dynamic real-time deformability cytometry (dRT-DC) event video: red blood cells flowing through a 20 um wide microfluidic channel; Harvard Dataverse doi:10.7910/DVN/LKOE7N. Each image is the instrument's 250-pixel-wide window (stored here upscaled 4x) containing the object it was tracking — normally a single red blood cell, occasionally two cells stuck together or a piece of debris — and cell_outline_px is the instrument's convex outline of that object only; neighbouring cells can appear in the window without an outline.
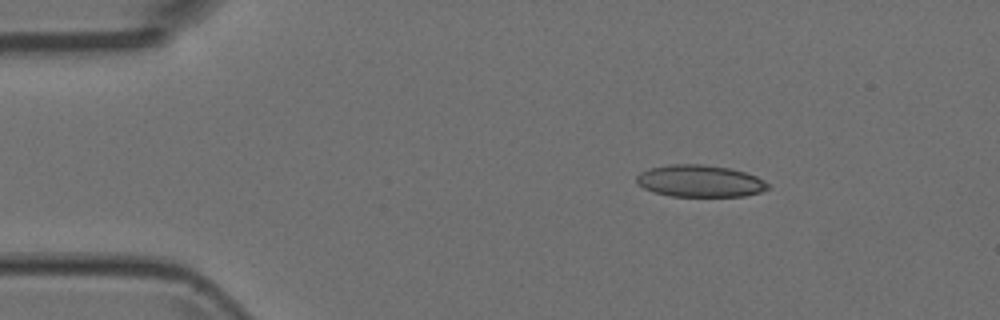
{"species": "Egyptian fruit bat (a non-hibernating species)", "species_latin": "Rousettus aegyptiacus", "temperature_condition": "room temperature", "stored_images_in_passage": 3, "camera_frame_rate_fps": 3000, "um_per_image_px": 0.085, "animal": {"sex": "female"}, "frame": {"image": 1, "passage_image": 1, "time_ms": 0.0, "image_size_px": [1000, 320], "cell_outline_px": [[768, 188], [760, 192], [744, 196], [672, 196], [656, 192], [644, 188], [636, 180], [636, 176], [640, 172], [648, 168], [672, 164], [700, 164], [728, 168], [744, 172], [756, 176], [764, 180], [768, 184]], "centroid_in_image_um": [59.49, 15.38], "position_along_channel_um": 25.5, "area_um2": 24.22}}
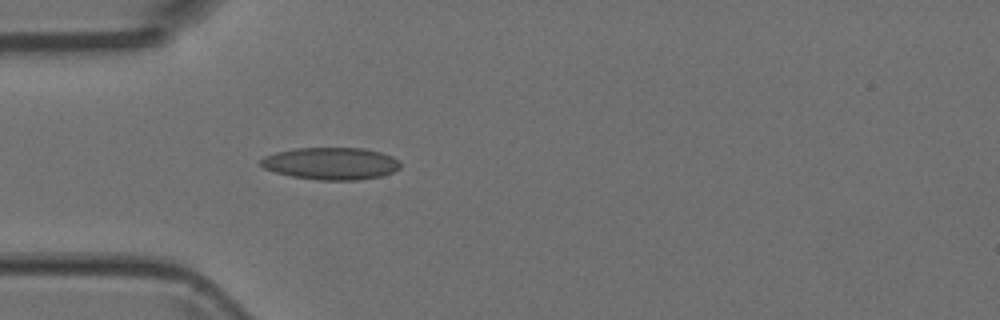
{"frame": {"image": 2, "passage_image": 3, "time_ms": 0.667, "image_size_px": [1000, 320], "cell_outline_px": [[400, 168], [392, 172], [380, 176], [356, 180], [320, 180], [292, 176], [276, 172], [264, 168], [260, 164], [260, 160], [264, 156], [276, 152], [292, 148], [364, 148], [380, 152], [392, 156], [400, 164]], "centroid_in_image_um": [28.11, 13.89], "position_along_channel_um": 56.9, "area_um2": 26.07}}